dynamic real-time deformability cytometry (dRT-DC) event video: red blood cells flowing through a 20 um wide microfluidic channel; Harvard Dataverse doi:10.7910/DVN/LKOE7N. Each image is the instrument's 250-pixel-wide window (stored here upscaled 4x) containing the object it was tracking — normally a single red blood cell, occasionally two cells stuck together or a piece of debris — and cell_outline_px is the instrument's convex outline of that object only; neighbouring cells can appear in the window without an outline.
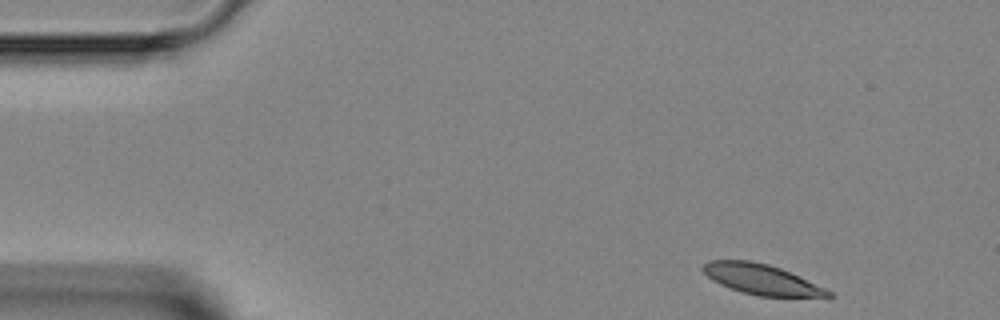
{"species": "Egyptian fruit bat (a non-hibernating species)", "species_latin": "Rousettus aegyptiacus", "temperature_condition": "room temperature", "stored_images_in_passage": 4, "camera_frame_rate_fps": 3000, "um_per_image_px": 0.085, "animal": {"sex": "female"}, "frame": {"image": 1, "passage_image": 1, "time_ms": 0.0, "image_size_px": [1000, 320], "cell_outline_px": [[836, 296], [832, 300], [828, 300], [760, 296], [744, 292], [720, 284], [712, 280], [700, 268], [708, 260], [752, 260], [768, 264], [780, 268], [824, 288], [832, 292]], "centroid_in_image_um": [64.88, 23.8], "position_along_channel_um": 20.1, "area_um2": 22.77}}